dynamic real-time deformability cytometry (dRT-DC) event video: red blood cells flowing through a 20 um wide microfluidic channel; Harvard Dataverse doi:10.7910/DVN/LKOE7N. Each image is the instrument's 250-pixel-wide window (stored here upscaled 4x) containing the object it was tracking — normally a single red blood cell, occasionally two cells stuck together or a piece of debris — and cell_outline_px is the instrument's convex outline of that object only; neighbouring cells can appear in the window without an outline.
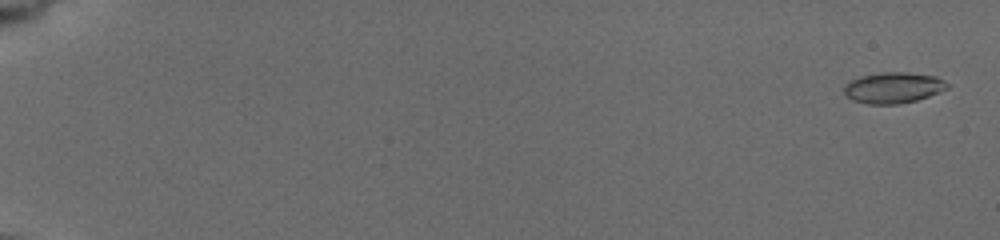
{"species": "common noctule bat (a hibernating species)", "species_latin": "Nyctalus noctula", "temperature_condition": "cold", "stored_images_in_passage": 12, "camera_frame_rate_fps": 3000, "um_per_image_px": 0.085, "animal": {"sex": "female", "body_mass_g": 19.5, "forearm_length_mm": 54.1}, "frame": {"image": 1, "passage_image": 1, "time_ms": 0.0, "image_size_px": [1000, 240], "cell_outline_px": [[948, 88], [940, 92], [916, 100], [900, 104], [868, 104], [852, 100], [844, 92], [844, 84], [860, 76], [880, 72], [908, 72], [936, 76], [944, 80], [948, 84]], "centroid_in_image_um": [75.93, 7.45], "position_along_channel_um": 9.1, "area_um2": 18.67}}